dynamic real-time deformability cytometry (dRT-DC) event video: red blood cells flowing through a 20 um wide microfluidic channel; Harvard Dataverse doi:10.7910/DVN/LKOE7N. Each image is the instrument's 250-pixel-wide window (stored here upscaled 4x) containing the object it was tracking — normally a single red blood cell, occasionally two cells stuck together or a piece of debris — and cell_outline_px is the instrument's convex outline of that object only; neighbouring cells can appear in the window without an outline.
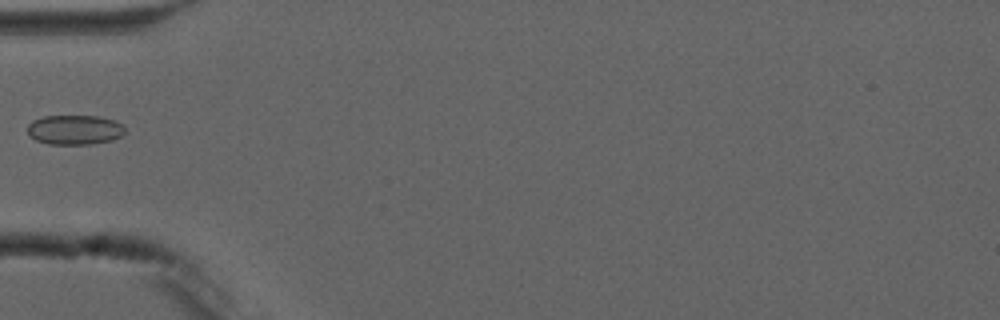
{"species": "common noctule bat (a hibernating species)", "species_latin": "Nyctalus noctula", "temperature_condition": "cold", "stored_images_in_passage": 3, "camera_frame_rate_fps": 3000, "um_per_image_px": 0.085, "animal": {"sex": "male", "forearm_length_mm": 52.5}, "frame": {"image": 1, "passage_image": 2, "time_ms": 2.333, "image_size_px": [1000, 320], "cell_outline_px": [[124, 132], [120, 136], [112, 140], [92, 144], [48, 144], [36, 140], [28, 132], [28, 124], [32, 120], [44, 116], [100, 116], [124, 124]], "centroid_in_image_um": [6.35, 11.03], "position_along_channel_um": 78.6, "area_um2": 16.82}}
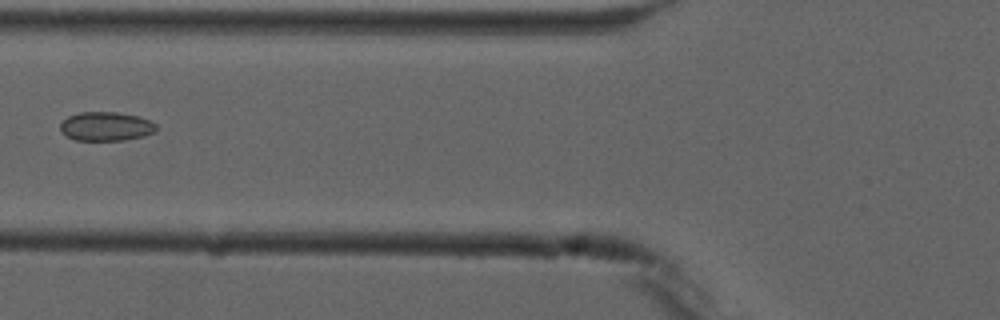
{"frame": {"image": 2, "passage_image": 3, "time_ms": 3.333, "image_size_px": [1000, 320], "cell_outline_px": [[156, 132], [144, 136], [124, 140], [76, 140], [68, 136], [60, 128], [60, 124], [68, 116], [80, 112], [116, 112], [140, 116], [156, 124]], "centroid_in_image_um": [9.05, 10.73], "position_along_channel_um": 116.8, "area_um2": 16.13}}